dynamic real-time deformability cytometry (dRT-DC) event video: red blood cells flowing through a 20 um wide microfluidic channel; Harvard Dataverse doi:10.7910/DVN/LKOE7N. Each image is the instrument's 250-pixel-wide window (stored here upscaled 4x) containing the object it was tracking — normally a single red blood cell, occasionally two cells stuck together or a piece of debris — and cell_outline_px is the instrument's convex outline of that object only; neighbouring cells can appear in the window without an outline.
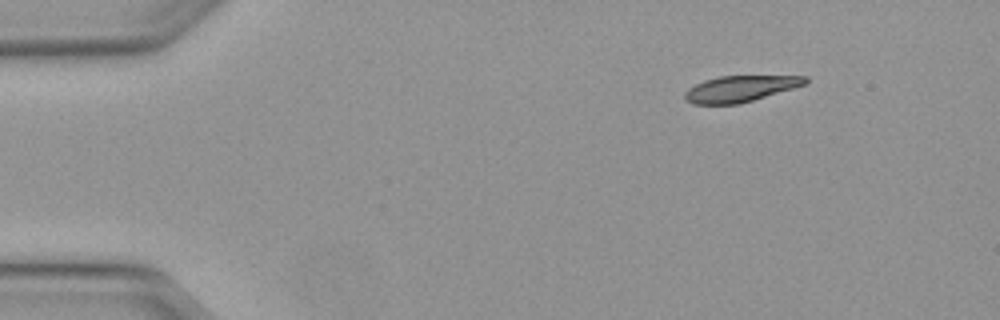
{"species": "Egyptian fruit bat (a non-hibernating species)", "species_latin": "Rousettus aegyptiacus", "temperature_condition": "warm", "stored_images_in_passage": 44, "camera_frame_rate_fps": 3000, "um_per_image_px": 0.085, "animal": {"sex": "female"}, "frame": {"image": 1, "passage_image": 1, "time_ms": 0.0, "image_size_px": [1000, 320], "cell_outline_px": [[808, 80], [804, 84], [792, 88], [740, 104], [692, 104], [684, 96], [684, 92], [688, 88], [704, 80], [720, 76], [808, 76]], "centroid_in_image_um": [62.88, 7.54], "position_along_channel_um": 22.1, "area_um2": 18.09}}
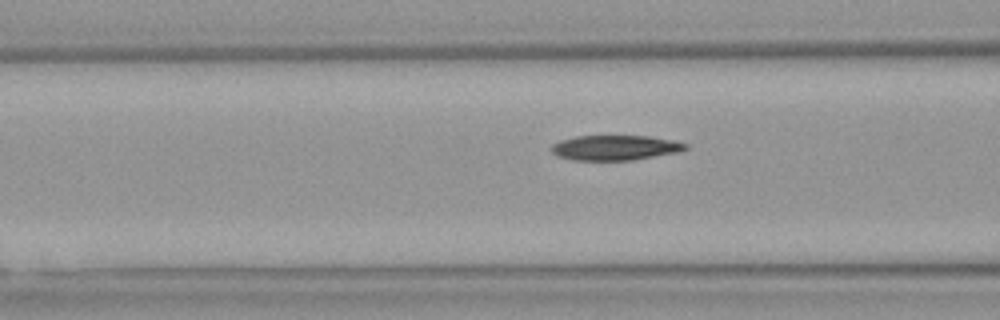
{"frame": {"image": 2, "passage_image": 14, "time_ms": 4.333, "image_size_px": [1000, 320], "cell_outline_px": [[688, 148], [680, 152], [632, 160], [572, 160], [556, 156], [552, 152], [552, 144], [560, 140], [576, 136], [648, 136], [672, 140], [688, 144]], "centroid_in_image_um": [52.29, 12.56], "position_along_channel_um": 114.3, "area_um2": 19.59}}
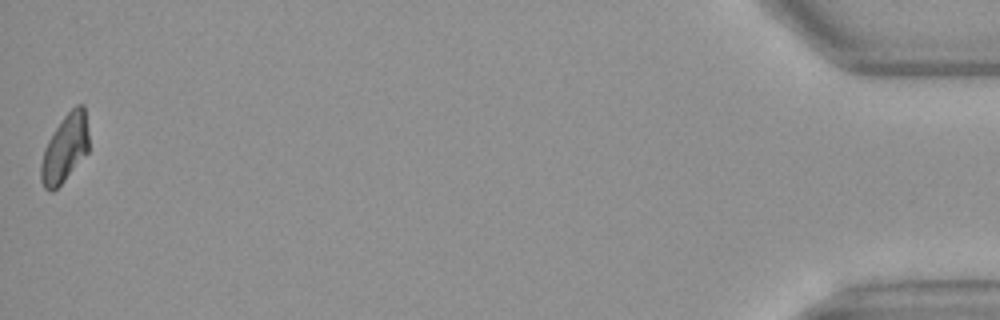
{"frame": {"image": 3, "passage_image": 44, "time_ms": 14.333, "image_size_px": [1000, 320], "cell_outline_px": [[88, 152], [64, 180], [52, 192], [48, 192], [44, 188], [40, 180], [40, 164], [44, 148], [48, 140], [64, 116], [76, 104], [84, 104], [88, 132]], "centroid_in_image_um": [5.5, 12.62], "position_along_channel_um": 429.7, "area_um2": 18.84}, "authors_computed_cell_mechanics": {"area_um2": 20.1722, "velocity_mm_per_s": 4.1076, "shape_relaxation_time_tau1_ms": 7.8042, "shape_relaxation_time_tau2_ms": 8.7365, "deformation_change_tau1": 0.2075, "deformation_change_tau2": 0.1471}}